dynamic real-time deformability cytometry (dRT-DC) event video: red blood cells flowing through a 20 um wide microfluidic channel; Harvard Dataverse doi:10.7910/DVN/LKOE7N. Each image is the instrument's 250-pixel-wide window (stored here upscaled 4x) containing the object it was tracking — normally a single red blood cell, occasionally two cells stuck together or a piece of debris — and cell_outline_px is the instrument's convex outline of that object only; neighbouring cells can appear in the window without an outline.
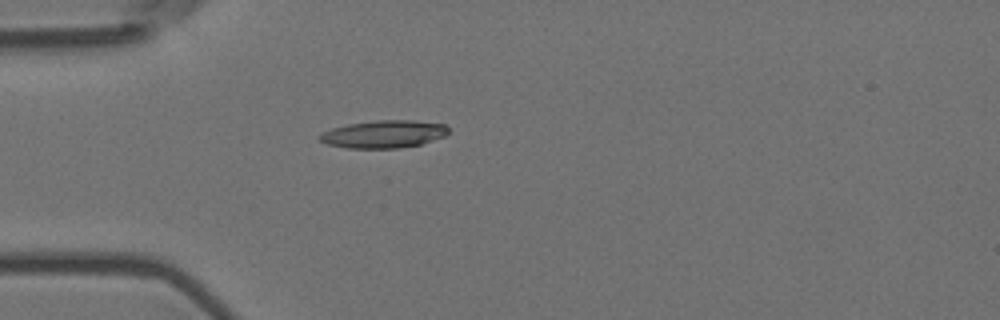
{"species": "Egyptian fruit bat (a non-hibernating species)", "species_latin": "Rousettus aegyptiacus", "temperature_condition": "room temperature", "stored_images_in_passage": 48, "camera_frame_rate_fps": 3000, "um_per_image_px": 0.085, "animal": {"sex": "female"}, "frame": {"image": 1, "passage_image": 8, "time_ms": 2.333, "image_size_px": [1000, 320], "cell_outline_px": [[448, 132], [444, 136], [420, 144], [400, 148], [348, 148], [328, 144], [320, 140], [316, 136], [320, 132], [332, 128], [348, 124], [376, 120], [412, 120], [448, 124]], "centroid_in_image_um": [32.6, 11.39], "position_along_channel_um": 52.4, "area_um2": 20.81}}
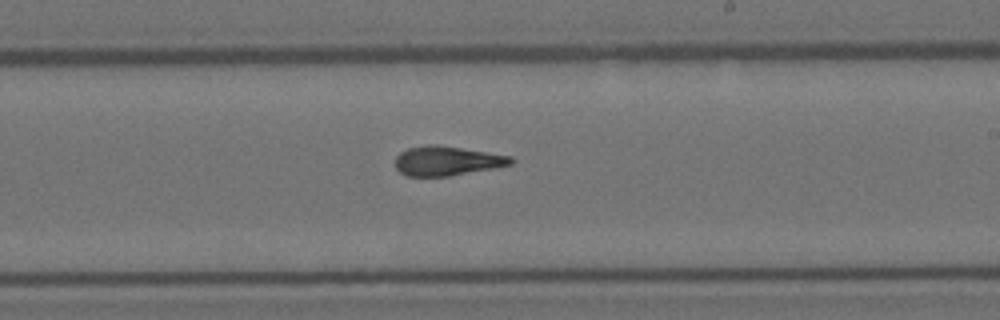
{"frame": {"image": 2, "passage_image": 25, "time_ms": 8.0, "image_size_px": [1000, 320], "cell_outline_px": [[516, 160], [512, 164], [496, 168], [448, 176], [408, 176], [400, 172], [396, 168], [396, 156], [400, 152], [408, 148], [428, 144], [436, 144], [512, 156]], "centroid_in_image_um": [38.02, 13.67], "position_along_channel_um": 251.0, "area_um2": 19.88}}
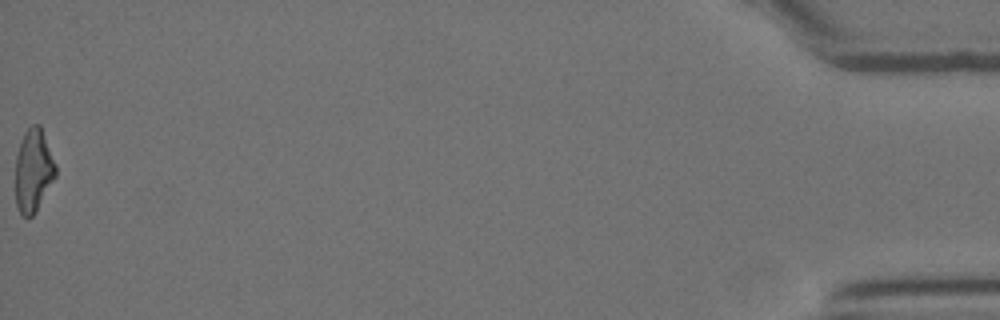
{"frame": {"image": 3, "passage_image": 48, "time_ms": 15.667, "image_size_px": [1000, 320], "cell_outline_px": [[56, 176], [36, 212], [32, 216], [20, 216], [16, 204], [16, 156], [24, 132], [32, 124], [40, 124], [56, 164]], "centroid_in_image_um": [2.84, 14.5], "position_along_channel_um": 432.4, "area_um2": 19.48}, "authors_computed_cell_mechanics": {"area_um2": 19.8543, "velocity_mm_per_s": 3.6742, "shape_relaxation_time_tau1_ms": 9.2146, "shape_relaxation_time_tau2_ms": 3.404, "deformation_change_tau1": 0.2694, "deformation_change_tau2": 0.1138}}